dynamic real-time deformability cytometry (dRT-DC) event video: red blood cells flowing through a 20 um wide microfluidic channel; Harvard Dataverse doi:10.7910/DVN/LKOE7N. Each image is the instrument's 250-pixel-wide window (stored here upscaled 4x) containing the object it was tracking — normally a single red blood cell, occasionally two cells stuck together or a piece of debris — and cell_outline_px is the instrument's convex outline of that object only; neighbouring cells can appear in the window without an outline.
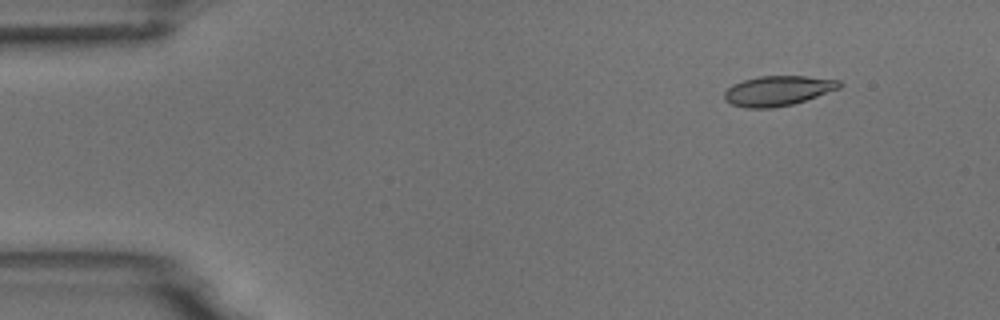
{"species": "common noctule bat (a hibernating species)", "species_latin": "Nyctalus noctula", "temperature_condition": "room temperature", "stored_images_in_passage": 5, "camera_frame_rate_fps": 3000, "um_per_image_px": 0.085, "animal": {"sex": "male", "body_mass_g": 18.8}, "frame": {"image": 1, "passage_image": 2, "time_ms": 1.333, "image_size_px": [1000, 320], "cell_outline_px": [[844, 84], [840, 88], [792, 104], [772, 108], [748, 108], [732, 104], [724, 100], [724, 92], [732, 84], [744, 80], [760, 76], [808, 76], [840, 80]], "centroid_in_image_um": [66.12, 7.7], "position_along_channel_um": 18.9, "area_um2": 20.0}}
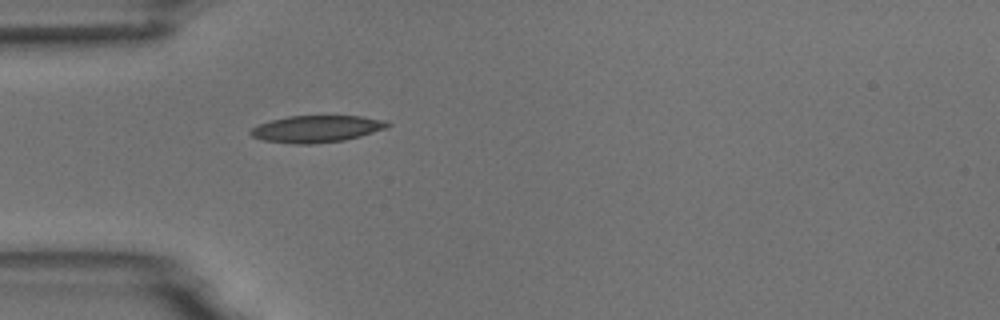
{"frame": {"image": 2, "passage_image": 5, "time_ms": 4.667, "image_size_px": [1000, 320], "cell_outline_px": [[392, 124], [388, 128], [360, 136], [344, 140], [312, 144], [296, 144], [264, 140], [252, 136], [248, 132], [252, 128], [260, 124], [272, 120], [288, 116], [360, 116], [388, 120]], "centroid_in_image_um": [26.97, 10.95], "position_along_channel_um": 58.0, "area_um2": 21.44}}